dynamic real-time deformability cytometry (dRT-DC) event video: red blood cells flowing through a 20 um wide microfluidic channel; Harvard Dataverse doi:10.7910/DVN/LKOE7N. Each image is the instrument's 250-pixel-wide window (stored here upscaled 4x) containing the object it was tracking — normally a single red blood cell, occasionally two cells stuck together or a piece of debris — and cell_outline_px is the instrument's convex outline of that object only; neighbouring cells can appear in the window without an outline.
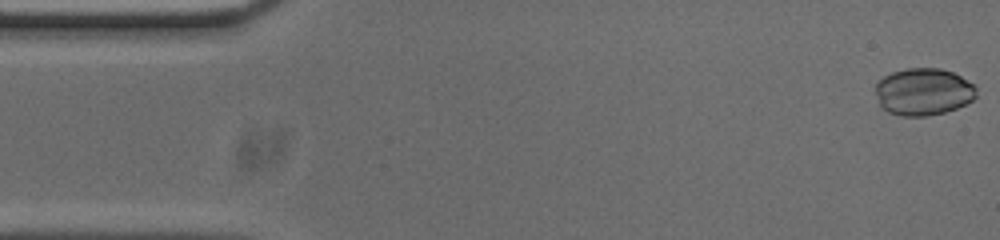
{"species": "common noctule bat (a hibernating species)", "species_latin": "Nyctalus noctula", "temperature_condition": "cold", "stored_images_in_passage": 53, "camera_frame_rate_fps": 3000, "um_per_image_px": 0.085, "animal": {"sex": "male", "body_mass_g": 20.0, "forearm_length_mm": 53.3}, "frame": {"image": 1, "passage_image": 1, "time_ms": 0.0, "image_size_px": [1000, 240], "cell_outline_px": [[976, 96], [972, 100], [956, 108], [944, 112], [928, 116], [900, 116], [888, 112], [880, 104], [876, 92], [876, 84], [884, 76], [892, 72], [908, 68], [940, 68], [952, 72], [960, 76], [972, 84], [976, 88]], "centroid_in_image_um": [78.48, 7.8], "position_along_channel_um": 6.5, "area_um2": 27.51}}
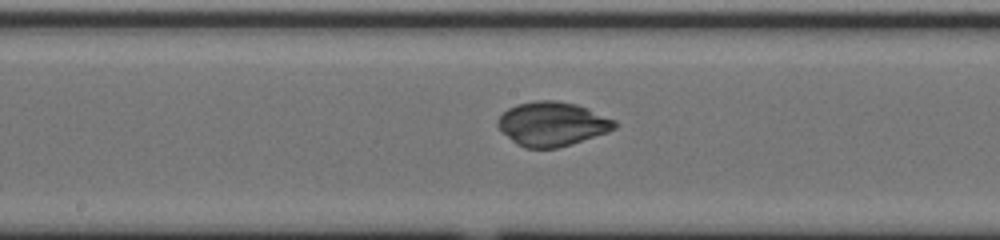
{"frame": {"image": 2, "passage_image": 26, "time_ms": 8.333, "image_size_px": [1000, 240], "cell_outline_px": [[616, 128], [608, 132], [556, 148], [524, 148], [516, 144], [496, 124], [496, 120], [508, 108], [516, 104], [536, 100], [556, 100], [576, 104], [588, 108], [616, 120]], "centroid_in_image_um": [46.94, 10.52], "position_along_channel_um": 201.3, "area_um2": 29.94}}
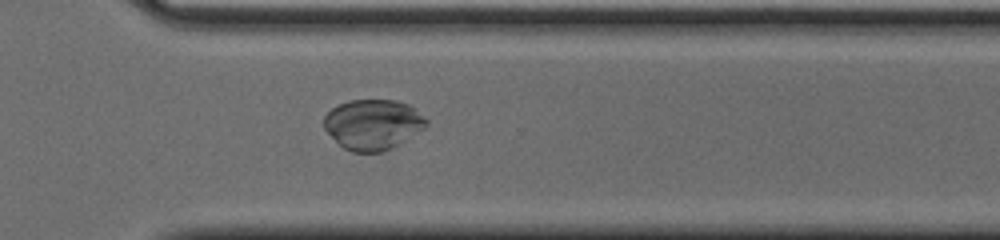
{"frame": {"image": 3, "passage_image": 37, "time_ms": 12.0, "image_size_px": [1000, 240], "cell_outline_px": [[428, 124], [424, 128], [392, 148], [380, 152], [352, 152], [344, 148], [324, 128], [324, 116], [332, 108], [348, 100], [396, 100], [408, 104], [428, 120]], "centroid_in_image_um": [31.7, 10.57], "position_along_channel_um": 338.9, "area_um2": 29.71}}